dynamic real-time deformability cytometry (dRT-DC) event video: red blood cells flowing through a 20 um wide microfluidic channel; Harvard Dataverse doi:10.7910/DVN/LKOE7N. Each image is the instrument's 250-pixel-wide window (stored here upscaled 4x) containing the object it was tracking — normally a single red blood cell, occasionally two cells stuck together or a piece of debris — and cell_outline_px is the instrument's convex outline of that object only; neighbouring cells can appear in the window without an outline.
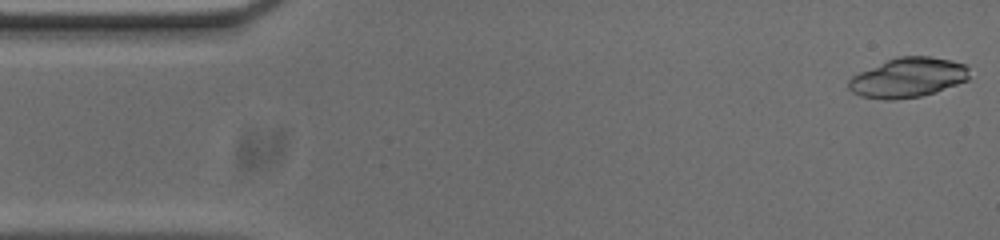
{"species": "common noctule bat (a hibernating species)", "species_latin": "Nyctalus noctula", "temperature_condition": "cold", "stored_images_in_passage": 53, "camera_frame_rate_fps": 3000, "um_per_image_px": 0.085, "animal": {"sex": "male", "body_mass_g": 20.0, "forearm_length_mm": 53.3}, "frame": {"image": 1, "passage_image": 1, "time_ms": 0.0, "image_size_px": [1000, 240], "cell_outline_px": [[968, 80], [936, 92], [920, 96], [892, 100], [884, 100], [860, 96], [852, 92], [848, 88], [848, 80], [852, 76], [860, 72], [896, 56], [928, 56], [952, 60], [964, 64], [968, 68]], "centroid_in_image_um": [77.16, 6.6], "position_along_channel_um": 7.8, "area_um2": 27.92}}